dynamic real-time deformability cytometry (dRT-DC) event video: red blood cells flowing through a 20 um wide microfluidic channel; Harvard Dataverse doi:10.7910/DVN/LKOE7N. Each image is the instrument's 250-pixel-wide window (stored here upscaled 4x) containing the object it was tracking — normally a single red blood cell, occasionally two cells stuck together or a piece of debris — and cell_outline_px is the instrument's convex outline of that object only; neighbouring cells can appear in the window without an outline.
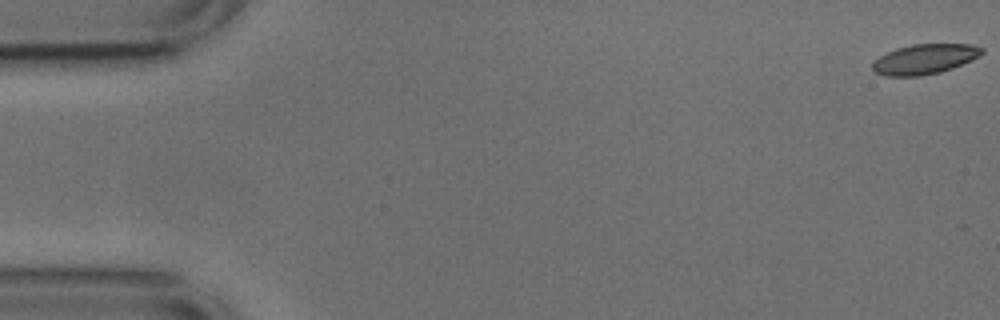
{"species": "common noctule bat (a hibernating species)", "species_latin": "Nyctalus noctula", "temperature_condition": "cold", "stored_images_in_passage": 13, "camera_frame_rate_fps": 3000, "um_per_image_px": 0.085, "animal": {"sex": "male", "body_mass_g": 17.9, "forearm_length_mm": 54.2}, "frame": {"image": 1, "passage_image": 1, "time_ms": 0.0, "image_size_px": [1000, 320], "cell_outline_px": [[984, 52], [980, 56], [972, 60], [952, 68], [940, 72], [920, 76], [884, 76], [876, 72], [872, 68], [872, 64], [880, 56], [896, 48], [912, 44], [972, 44], [984, 48]], "centroid_in_image_um": [78.62, 5.02], "position_along_channel_um": 6.4, "area_um2": 19.13}}
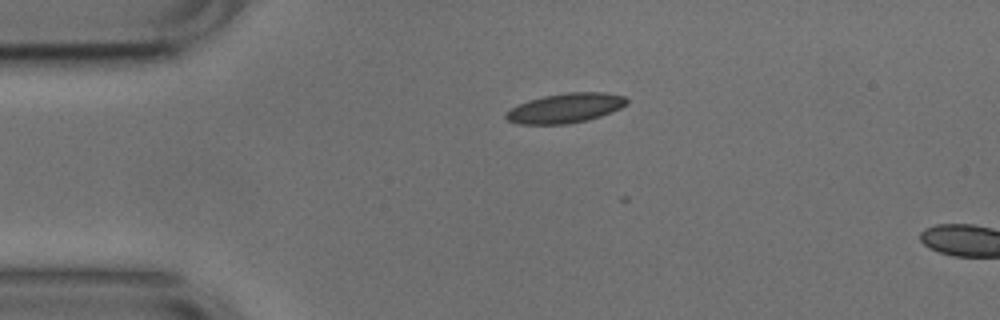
{"frame": {"image": 2, "passage_image": 12, "time_ms": 3.667, "image_size_px": [1000, 320], "cell_outline_px": [[628, 104], [612, 112], [600, 116], [568, 124], [516, 124], [508, 120], [504, 116], [512, 108], [528, 100], [544, 96], [568, 92], [604, 92], [624, 96], [628, 100]], "centroid_in_image_um": [48.08, 9.18], "position_along_channel_um": 36.9, "area_um2": 20.69}}